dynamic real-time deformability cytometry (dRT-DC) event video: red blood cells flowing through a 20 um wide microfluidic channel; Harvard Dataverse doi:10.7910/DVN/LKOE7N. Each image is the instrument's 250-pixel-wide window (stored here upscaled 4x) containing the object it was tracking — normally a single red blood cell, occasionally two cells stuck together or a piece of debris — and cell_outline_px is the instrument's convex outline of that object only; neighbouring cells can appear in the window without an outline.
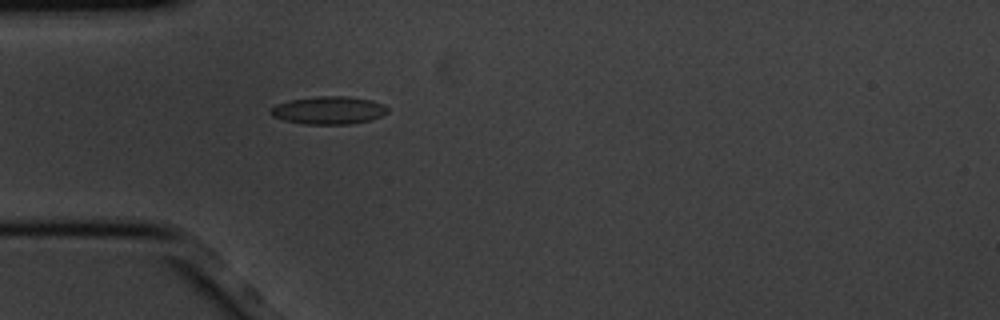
{"species": "common noctule bat (a hibernating species)", "species_latin": "Nyctalus noctula", "temperature_condition": "cold", "stored_images_in_passage": 3, "camera_frame_rate_fps": 3000, "um_per_image_px": 0.085, "animal": {"sex": "male", "body_mass_g": 20.1, "forearm_length_mm": 53.5}, "frame": {"image": 1, "passage_image": 3, "time_ms": 0.667, "image_size_px": [1000, 320], "cell_outline_px": [[388, 112], [380, 116], [368, 120], [352, 124], [304, 124], [284, 120], [272, 116], [268, 112], [276, 104], [292, 100], [316, 96], [348, 96], [372, 100], [384, 104], [388, 108]], "centroid_in_image_um": [27.94, 9.37], "position_along_channel_um": 57.1, "area_um2": 18.96}}